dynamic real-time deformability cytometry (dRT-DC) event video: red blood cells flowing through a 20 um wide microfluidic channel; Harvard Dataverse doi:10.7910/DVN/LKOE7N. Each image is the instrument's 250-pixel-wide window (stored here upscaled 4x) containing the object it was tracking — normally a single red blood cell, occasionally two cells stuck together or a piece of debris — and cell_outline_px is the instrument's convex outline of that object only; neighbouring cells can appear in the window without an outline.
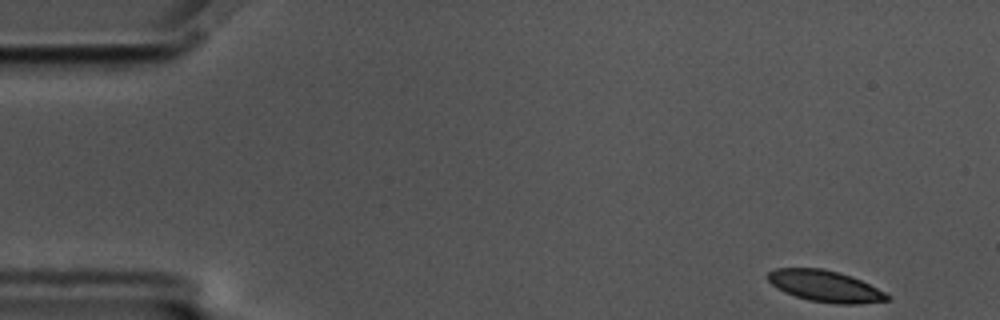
{"species": "common noctule bat (a hibernating species)", "species_latin": "Nyctalus noctula", "temperature_condition": "cold", "stored_images_in_passage": 55, "camera_frame_rate_fps": 3000, "um_per_image_px": 0.085, "animal": {"sex": "male", "body_mass_g": 17.5, "forearm_length_mm": 52.3}, "frame": {"image": 1, "passage_image": 1, "time_ms": 0.0, "image_size_px": [1000, 320], "cell_outline_px": [[892, 300], [860, 304], [836, 304], [808, 300], [784, 292], [776, 288], [764, 276], [768, 272], [776, 268], [824, 268], [840, 272], [852, 276], [884, 292]], "centroid_in_image_um": [70.1, 24.32], "position_along_channel_um": 14.9, "area_um2": 21.96}}
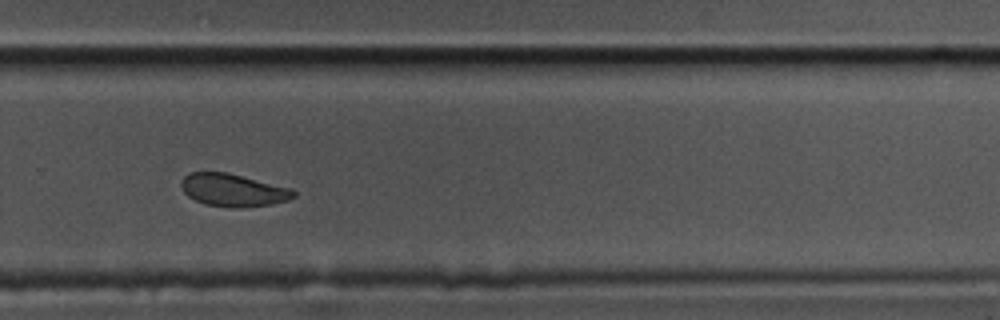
{"frame": {"image": 2, "passage_image": 36, "time_ms": 11.667, "image_size_px": [1000, 320], "cell_outline_px": [[296, 196], [288, 200], [272, 204], [236, 208], [228, 208], [204, 204], [188, 196], [184, 192], [180, 184], [184, 176], [188, 172], [228, 172], [292, 188], [296, 192]], "centroid_in_image_um": [19.82, 16.16], "position_along_channel_um": 310.0, "area_um2": 21.62}}
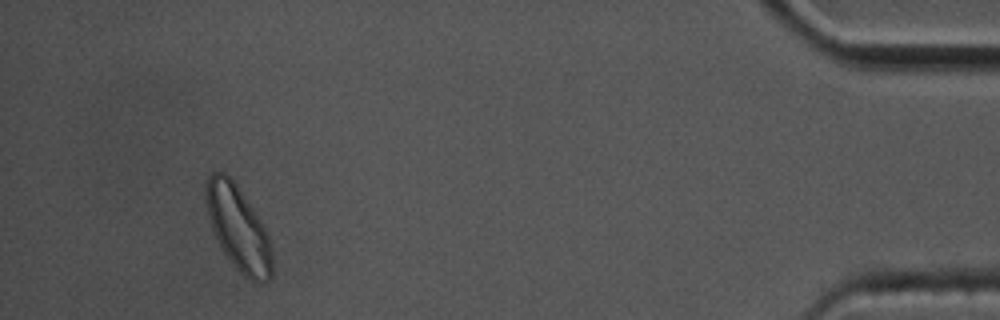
{"frame": {"image": 3, "passage_image": 51, "time_ms": 16.667, "image_size_px": [1000, 320], "cell_outline_px": [[272, 276], [268, 280], [260, 284], [244, 276], [232, 264], [224, 252], [212, 228], [208, 216], [204, 192], [204, 184], [208, 176], [212, 172], [224, 172], [236, 184], [256, 212], [268, 236], [272, 256]], "centroid_in_image_um": [20.24, 19.38], "position_along_channel_um": 415.0, "area_um2": 32.43}, "authors_computed_cell_mechanics": {"area_um2": 22.6576, "velocity_mm_per_s": 3.4545, "shape_relaxation_time_tau1_ms": 3.597, "shape_relaxation_time_tau2_ms": 2.9907, "deformation_change_tau1": 0.0928, "deformation_change_tau2": 0.0596}}